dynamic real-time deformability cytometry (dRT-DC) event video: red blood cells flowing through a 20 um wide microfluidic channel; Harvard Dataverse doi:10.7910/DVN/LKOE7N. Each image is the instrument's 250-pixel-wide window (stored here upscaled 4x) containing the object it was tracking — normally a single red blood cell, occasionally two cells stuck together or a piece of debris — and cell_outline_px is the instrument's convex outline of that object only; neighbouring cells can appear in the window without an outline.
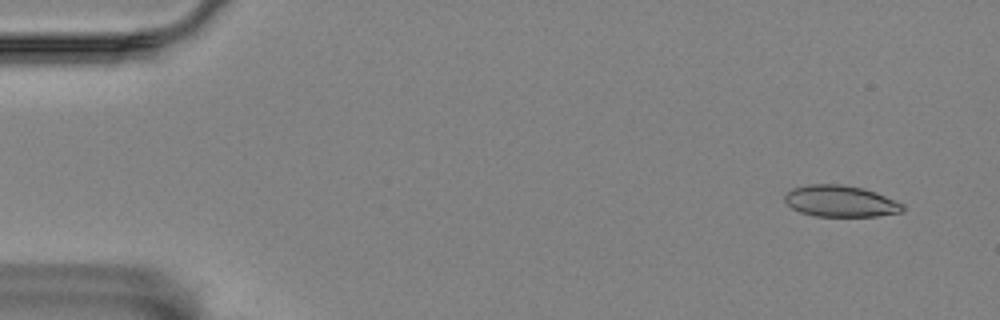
{"species": "Egyptian fruit bat (a non-hibernating species)", "species_latin": "Rousettus aegyptiacus", "temperature_condition": "room temperature", "stored_images_in_passage": 4, "camera_frame_rate_fps": 3000, "um_per_image_px": 0.085, "animal": {"sex": "female"}, "frame": {"image": 1, "passage_image": 1, "time_ms": 0.0, "image_size_px": [1000, 320], "cell_outline_px": [[904, 212], [876, 216], [816, 216], [800, 212], [792, 208], [784, 200], [784, 196], [792, 188], [808, 184], [840, 184], [864, 188], [876, 192], [904, 204]], "centroid_in_image_um": [71.46, 17.1], "position_along_channel_um": 13.5, "area_um2": 21.68}}